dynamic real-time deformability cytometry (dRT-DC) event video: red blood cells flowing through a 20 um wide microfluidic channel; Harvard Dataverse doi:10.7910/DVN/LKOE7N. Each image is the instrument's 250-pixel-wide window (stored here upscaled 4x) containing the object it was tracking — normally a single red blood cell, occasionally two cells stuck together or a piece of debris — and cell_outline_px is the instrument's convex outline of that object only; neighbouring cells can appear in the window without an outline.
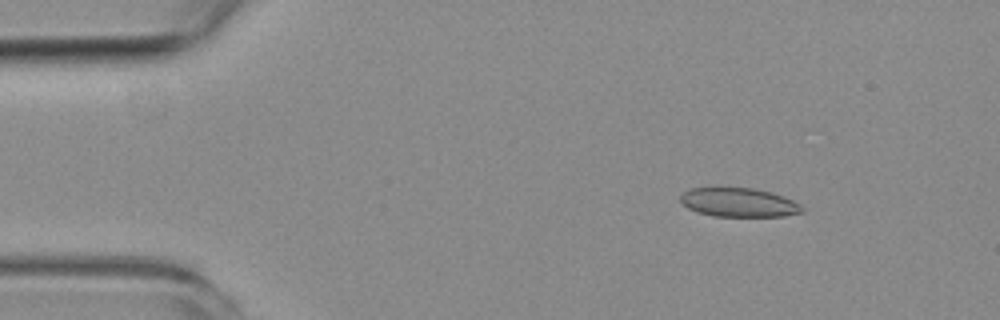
{"species": "common noctule bat (a hibernating species)", "species_latin": "Nyctalus noctula", "temperature_condition": "room temperature", "stored_images_in_passage": 4, "camera_frame_rate_fps": 3000, "um_per_image_px": 0.085, "animal": {"sex": "female", "body_mass_g": 19.3, "forearm_length_mm": 54.1}, "frame": {"image": 1, "passage_image": 1, "time_ms": 0.0, "image_size_px": [1000, 320], "cell_outline_px": [[804, 212], [784, 216], [712, 216], [696, 212], [688, 208], [680, 200], [680, 196], [684, 192], [692, 188], [752, 188], [772, 192], [792, 200], [800, 204], [804, 208]], "centroid_in_image_um": [62.81, 17.21], "position_along_channel_um": 22.2, "area_um2": 20.46}}